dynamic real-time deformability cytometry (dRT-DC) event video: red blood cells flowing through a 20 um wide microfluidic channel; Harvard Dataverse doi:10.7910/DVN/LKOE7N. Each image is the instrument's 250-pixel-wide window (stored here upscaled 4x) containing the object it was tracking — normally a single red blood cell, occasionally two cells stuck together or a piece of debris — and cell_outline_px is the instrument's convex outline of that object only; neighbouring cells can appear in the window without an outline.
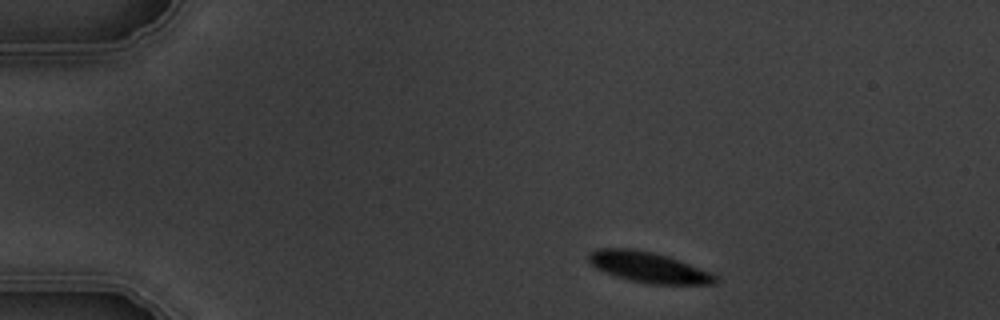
{"species": "common noctule bat (a hibernating species)", "species_latin": "Nyctalus noctula", "temperature_condition": "warm", "stored_images_in_passage": 3, "camera_frame_rate_fps": 3000, "um_per_image_px": 0.085, "animal": {"sex": "male", "body_mass_g": 19.5, "forearm_length_mm": 54.6}, "frame": {"image": 1, "passage_image": 1, "time_ms": 0.0, "image_size_px": [1000, 320], "cell_outline_px": [[720, 280], [716, 284], [648, 284], [628, 280], [604, 272], [596, 268], [588, 260], [588, 252], [596, 248], [632, 248], [656, 252], [668, 256], [708, 272], [716, 276]], "centroid_in_image_um": [55.07, 22.71], "position_along_channel_um": 29.9, "area_um2": 22.66}}